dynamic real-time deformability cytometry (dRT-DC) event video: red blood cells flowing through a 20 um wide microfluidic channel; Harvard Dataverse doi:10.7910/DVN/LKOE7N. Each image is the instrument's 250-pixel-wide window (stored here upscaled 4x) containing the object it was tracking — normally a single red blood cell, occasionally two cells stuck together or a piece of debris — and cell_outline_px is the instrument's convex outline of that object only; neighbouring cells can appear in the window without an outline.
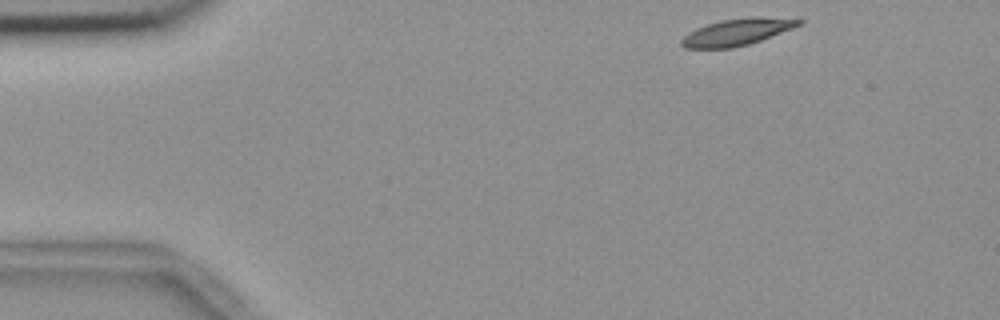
{"species": "common noctule bat (a hibernating species)", "species_latin": "Nyctalus noctula", "temperature_condition": "room temperature", "stored_images_in_passage": 49, "camera_frame_rate_fps": 3000, "um_per_image_px": 0.085, "animal": {"sex": "female", "body_mass_g": 18.4}, "frame": {"image": 1, "passage_image": 1, "time_ms": 0.0, "image_size_px": [1000, 320], "cell_outline_px": [[804, 20], [800, 24], [792, 28], [760, 40], [748, 44], [732, 48], [684, 48], [680, 44], [680, 40], [688, 32], [696, 28], [720, 20], [752, 16], [756, 16]], "centroid_in_image_um": [62.58, 2.72], "position_along_channel_um": 22.4, "area_um2": 18.09}}
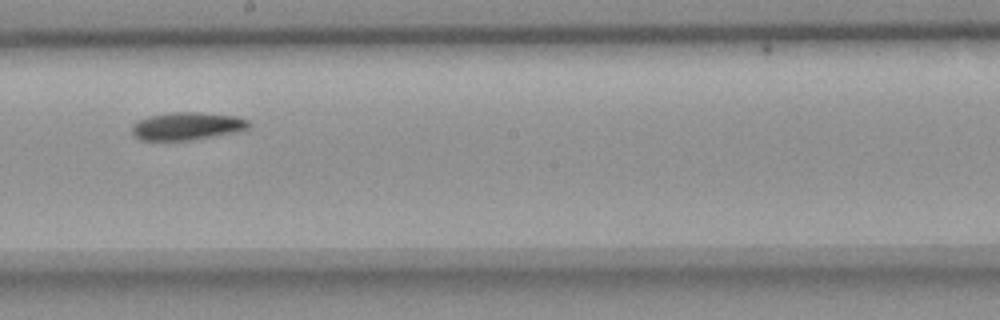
{"frame": {"image": 2, "passage_image": 25, "time_ms": 8.0, "image_size_px": [1000, 320], "cell_outline_px": [[252, 124], [248, 128], [236, 132], [192, 140], [140, 140], [132, 136], [132, 124], [136, 120], [148, 116], [168, 112], [200, 112], [236, 116], [248, 120]], "centroid_in_image_um": [15.86, 10.71], "position_along_channel_um": 232.3, "area_um2": 19.19}}
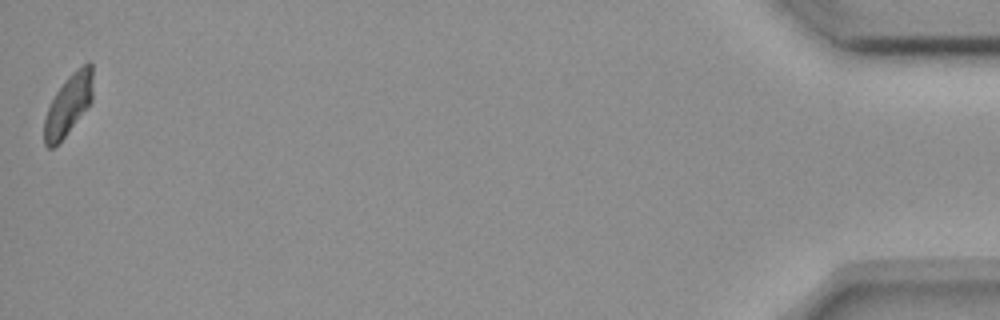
{"frame": {"image": 3, "passage_image": 49, "time_ms": 16.0, "image_size_px": [1000, 320], "cell_outline_px": [[92, 100], [64, 136], [52, 148], [48, 148], [44, 144], [44, 120], [48, 108], [56, 92], [64, 80], [72, 72], [88, 60], [92, 64]], "centroid_in_image_um": [5.8, 8.85], "position_along_channel_um": 429.4, "area_um2": 16.82}, "authors_computed_cell_mechanics": {"area_um2": 18.8428, "velocity_mm_per_s": 3.6407, "shape_relaxation_time_tau1_ms": 5.1163, "shape_relaxation_time_tau2_ms": null, "deformation_change_tau1": 0.1415, "deformation_change_tau2": null}}